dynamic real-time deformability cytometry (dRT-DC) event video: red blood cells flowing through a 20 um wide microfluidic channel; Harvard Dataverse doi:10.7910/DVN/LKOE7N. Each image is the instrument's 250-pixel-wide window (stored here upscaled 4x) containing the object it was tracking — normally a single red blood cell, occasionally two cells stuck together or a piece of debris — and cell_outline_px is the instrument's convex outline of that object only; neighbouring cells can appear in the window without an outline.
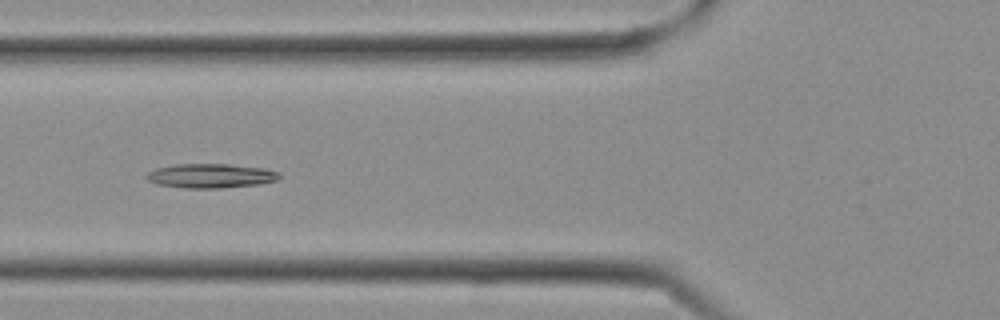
{"species": "Egyptian fruit bat (a non-hibernating species)", "species_latin": "Rousettus aegyptiacus", "temperature_condition": "cold", "stored_images_in_passage": 13, "camera_frame_rate_fps": 3000, "um_per_image_px": 0.085, "frame": {"image": 1, "passage_image": 10, "time_ms": 3.0, "image_size_px": [1000, 320], "cell_outline_px": [[280, 176], [276, 180], [260, 184], [220, 188], [184, 188], [156, 184], [148, 180], [144, 176], [148, 172], [156, 168], [176, 164], [232, 164], [264, 168], [280, 172]], "centroid_in_image_um": [17.9, 14.94], "position_along_channel_um": 107.9, "area_um2": 18.9}}
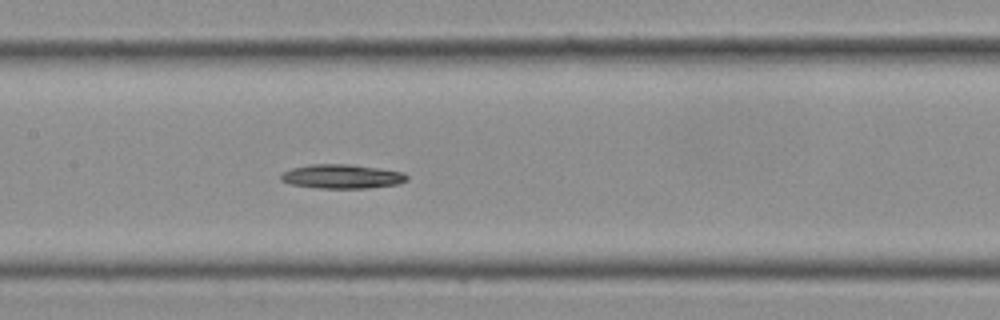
{"frame": {"image": 2, "passage_image": 13, "time_ms": 4.0, "image_size_px": [1000, 320], "cell_outline_px": [[408, 180], [400, 184], [368, 188], [316, 188], [288, 184], [280, 180], [280, 172], [292, 168], [308, 164], [352, 164], [380, 168], [404, 172], [408, 176]], "centroid_in_image_um": [29.05, 14.99], "position_along_channel_um": 178.4, "area_um2": 18.15}}